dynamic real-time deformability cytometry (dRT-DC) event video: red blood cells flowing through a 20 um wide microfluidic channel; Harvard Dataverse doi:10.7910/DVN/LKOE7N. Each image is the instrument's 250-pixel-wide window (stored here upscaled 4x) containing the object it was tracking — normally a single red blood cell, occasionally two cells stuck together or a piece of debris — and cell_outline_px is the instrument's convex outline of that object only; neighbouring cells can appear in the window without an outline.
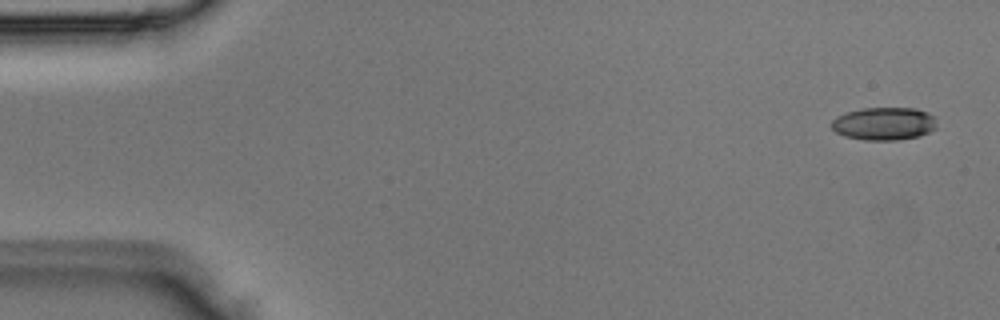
{"species": "Egyptian fruit bat (a non-hibernating species)", "species_latin": "Rousettus aegyptiacus", "temperature_condition": "room temperature", "stored_images_in_passage": 4, "camera_frame_rate_fps": 3000, "um_per_image_px": 0.085, "animal": {"sex": "male"}, "frame": {"image": 1, "passage_image": 1, "time_ms": 0.0, "image_size_px": [1000, 320], "cell_outline_px": [[936, 128], [920, 136], [896, 140], [864, 140], [844, 136], [836, 132], [832, 128], [832, 120], [836, 116], [848, 112], [864, 108], [916, 108], [928, 112], [932, 116]], "centroid_in_image_um": [75.12, 10.51], "position_along_channel_um": 9.9, "area_um2": 20.06}}
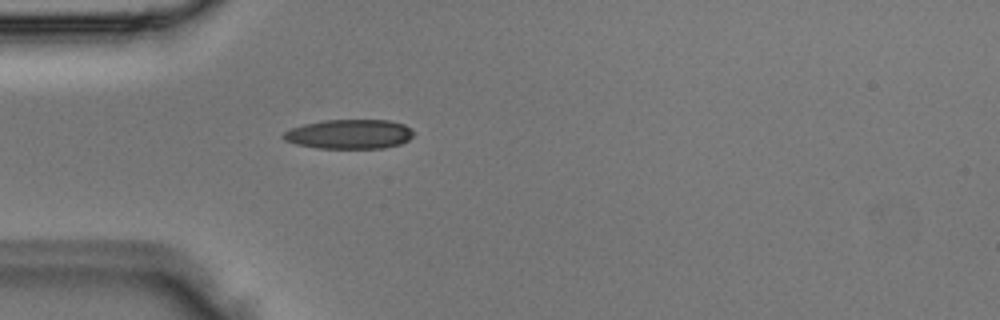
{"frame": {"image": 2, "passage_image": 4, "time_ms": 1.0, "image_size_px": [1000, 320], "cell_outline_px": [[412, 136], [408, 140], [400, 144], [384, 148], [316, 148], [296, 144], [284, 140], [280, 136], [284, 132], [292, 128], [304, 124], [324, 120], [388, 120], [404, 124], [412, 132]], "centroid_in_image_um": [29.66, 11.4], "position_along_channel_um": 55.3, "area_um2": 22.25}}